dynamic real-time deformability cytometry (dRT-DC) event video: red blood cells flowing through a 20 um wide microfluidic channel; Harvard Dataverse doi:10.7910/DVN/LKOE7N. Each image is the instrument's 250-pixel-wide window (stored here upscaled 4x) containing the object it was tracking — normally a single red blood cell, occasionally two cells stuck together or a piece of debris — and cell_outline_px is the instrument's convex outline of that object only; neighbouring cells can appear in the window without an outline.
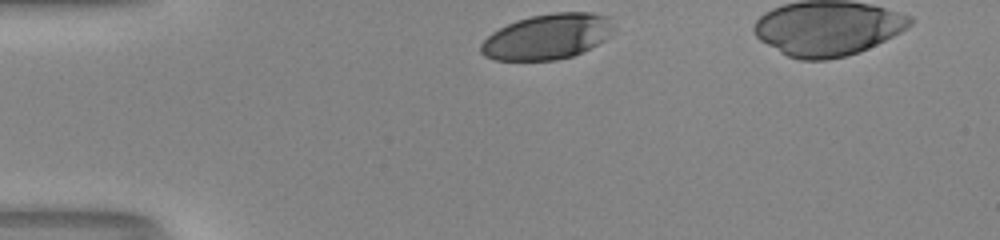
{"species": "human", "species_latin": "Homo sapiens", "temperature_condition": "room temperature", "stored_images_in_passage": 30, "camera_frame_rate_fps": 3000, "um_per_image_px": 0.085, "donor": {"sex": "male"}, "frame": {"image": 1, "passage_image": 1, "time_ms": 0.0, "image_size_px": [1000, 240], "cell_outline_px": [[612, 16], [608, 36], [604, 40], [572, 56], [556, 60], [496, 60], [484, 56], [480, 52], [480, 44], [492, 32], [516, 20], [532, 16], [556, 12], [592, 12]], "centroid_in_image_um": [46.49, 3.11], "position_along_channel_um": 38.5, "area_um2": 34.8}}
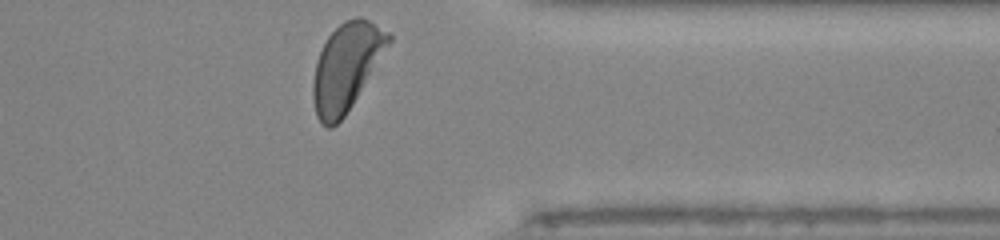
{"frame": {"image": 2, "passage_image": 30, "time_ms": 9.667, "image_size_px": [1000, 240], "cell_outline_px": [[392, 40], [352, 104], [344, 116], [332, 128], [328, 128], [320, 124], [316, 116], [312, 100], [312, 84], [316, 60], [328, 36], [344, 20], [356, 16], [360, 16], [392, 32]], "centroid_in_image_um": [29.42, 5.68], "position_along_channel_um": 382.0, "area_um2": 38.26}, "authors_computed_cell_mechanics": {"area_um2": 38.7549, "velocity_mm_per_s": 4.0885, "shape_relaxation_time_tau1_ms": 3.9195, "shape_relaxation_time_tau2_ms": null, "deformation_change_tau1": 0.1977, "deformation_change_tau2": null}}